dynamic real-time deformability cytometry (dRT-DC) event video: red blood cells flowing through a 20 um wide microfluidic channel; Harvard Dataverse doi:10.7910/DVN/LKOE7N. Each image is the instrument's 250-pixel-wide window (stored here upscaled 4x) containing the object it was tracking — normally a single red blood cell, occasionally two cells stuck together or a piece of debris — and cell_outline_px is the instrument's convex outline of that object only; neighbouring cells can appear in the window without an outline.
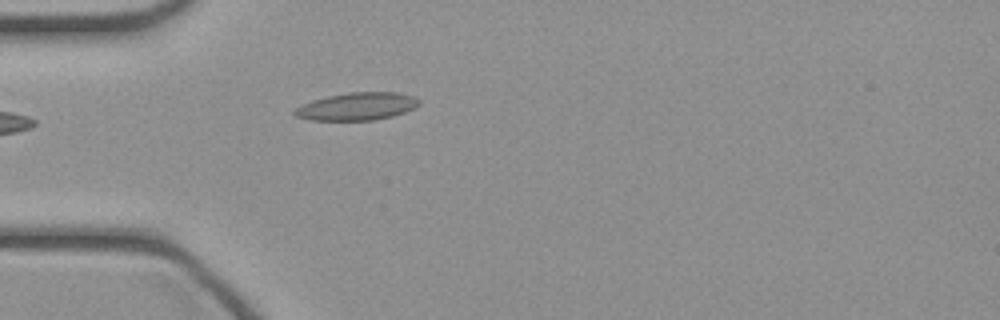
{"species": "common noctule bat (a hibernating species)", "species_latin": "Nyctalus noctula", "temperature_condition": "cold", "stored_images_in_passage": 19, "camera_frame_rate_fps": 3000, "um_per_image_px": 0.085, "animal": {"sex": "female", "body_mass_g": 21.9}, "frame": {"image": 1, "passage_image": 1, "time_ms": 0.0, "image_size_px": [1000, 320], "cell_outline_px": [[420, 104], [404, 112], [392, 116], [372, 120], [312, 120], [296, 116], [292, 112], [296, 108], [312, 100], [328, 96], [348, 92], [396, 92], [412, 96], [420, 100]], "centroid_in_image_um": [30.34, 9.04], "position_along_channel_um": 54.7, "area_um2": 19.83}}
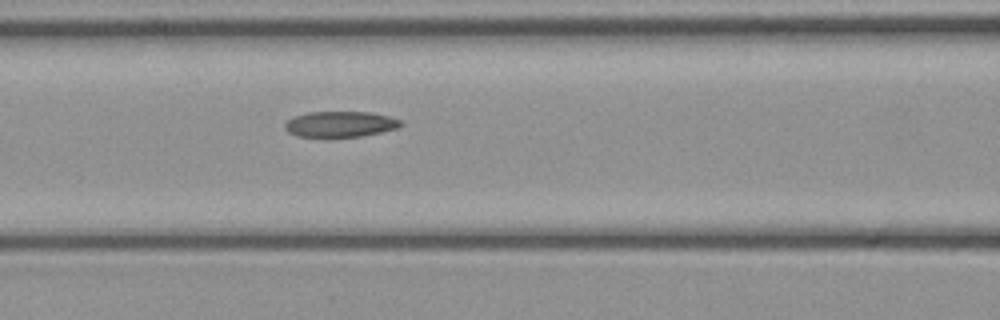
{"frame": {"image": 2, "passage_image": 7, "time_ms": 2.0, "image_size_px": [1000, 320], "cell_outline_px": [[404, 124], [400, 128], [360, 136], [328, 140], [296, 136], [288, 132], [284, 128], [284, 124], [292, 116], [308, 112], [372, 112], [388, 116], [400, 120]], "centroid_in_image_um": [28.87, 10.6], "position_along_channel_um": 137.7, "area_um2": 18.26}}
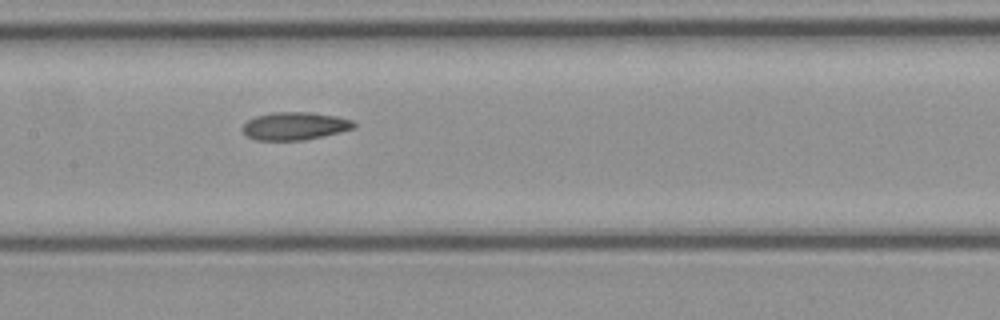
{"frame": {"image": 3, "passage_image": 10, "time_ms": 3.0, "image_size_px": [1000, 320], "cell_outline_px": [[356, 128], [340, 132], [304, 140], [256, 140], [248, 136], [240, 128], [248, 120], [256, 116], [276, 112], [308, 112], [336, 116], [352, 120], [356, 124]], "centroid_in_image_um": [25.07, 10.71], "position_along_channel_um": 182.3, "area_um2": 17.98}}